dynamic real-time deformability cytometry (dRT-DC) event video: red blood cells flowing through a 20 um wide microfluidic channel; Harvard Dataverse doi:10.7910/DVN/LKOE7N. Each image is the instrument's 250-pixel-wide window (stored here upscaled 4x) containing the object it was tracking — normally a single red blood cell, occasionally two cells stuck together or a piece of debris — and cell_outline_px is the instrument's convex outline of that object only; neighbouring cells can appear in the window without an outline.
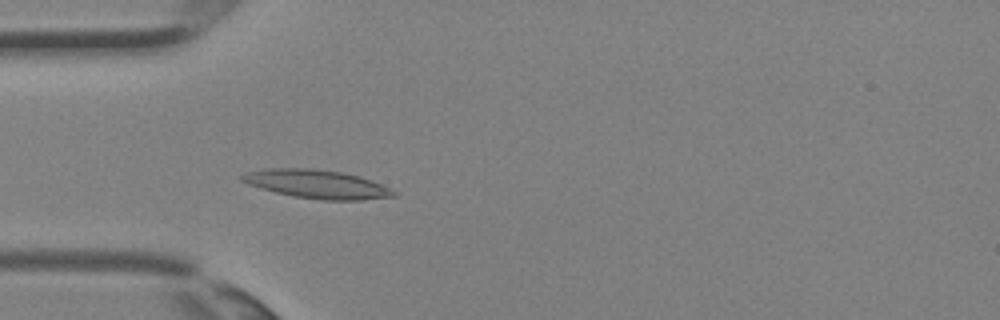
{"species": "Egyptian fruit bat (a non-hibernating species)", "species_latin": "Rousettus aegyptiacus", "temperature_condition": "room temperature", "stored_images_in_passage": 30, "camera_frame_rate_fps": 3000, "um_per_image_px": 0.085, "animal": {"sex": "female"}, "frame": {"image": 1, "passage_image": 5, "time_ms": 1.333, "image_size_px": [1000, 320], "cell_outline_px": [[396, 196], [360, 200], [320, 200], [292, 196], [276, 192], [248, 184], [240, 180], [240, 176], [244, 172], [264, 168], [308, 168], [340, 172], [360, 176], [372, 180], [396, 192]], "centroid_in_image_um": [26.9, 15.64], "position_along_channel_um": 58.1, "area_um2": 25.2}}
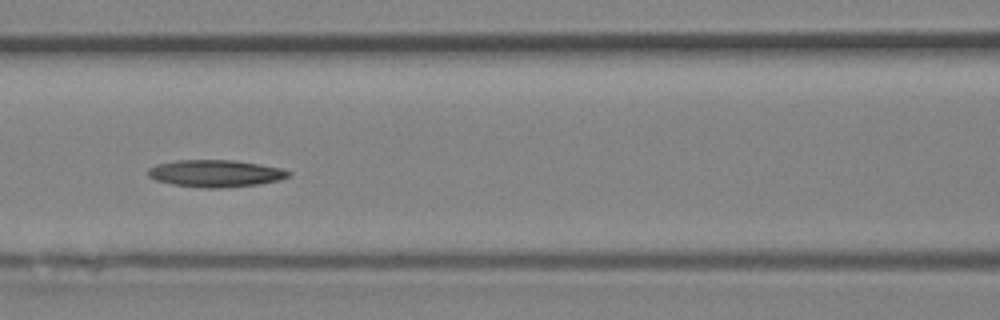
{"frame": {"image": 2, "passage_image": 10, "time_ms": 3.0, "image_size_px": [1000, 320], "cell_outline_px": [[292, 176], [280, 180], [260, 184], [224, 188], [200, 188], [172, 184], [156, 180], [148, 176], [148, 168], [156, 164], [176, 160], [232, 160], [280, 168], [292, 172]], "centroid_in_image_um": [18.32, 14.75], "position_along_channel_um": 148.3, "area_um2": 22.31}}
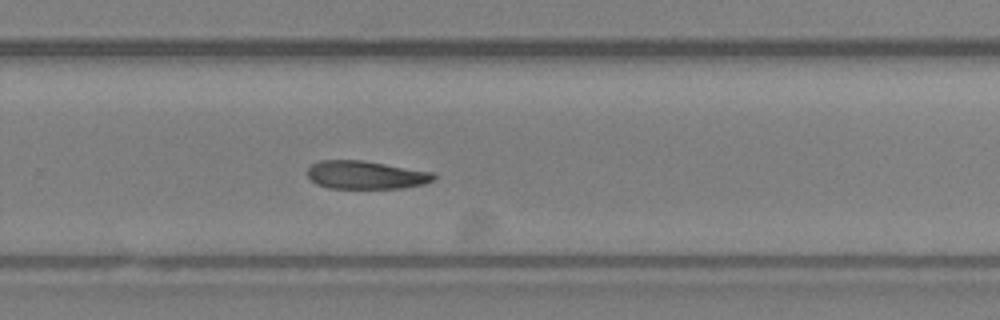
{"frame": {"image": 3, "passage_image": 18, "time_ms": 5.667, "image_size_px": [1000, 320], "cell_outline_px": [[436, 176], [432, 180], [424, 184], [404, 188], [328, 188], [316, 184], [308, 176], [308, 168], [312, 164], [320, 160], [360, 160], [432, 172]], "centroid_in_image_um": [31.07, 14.88], "position_along_channel_um": 298.7, "area_um2": 20.52}}